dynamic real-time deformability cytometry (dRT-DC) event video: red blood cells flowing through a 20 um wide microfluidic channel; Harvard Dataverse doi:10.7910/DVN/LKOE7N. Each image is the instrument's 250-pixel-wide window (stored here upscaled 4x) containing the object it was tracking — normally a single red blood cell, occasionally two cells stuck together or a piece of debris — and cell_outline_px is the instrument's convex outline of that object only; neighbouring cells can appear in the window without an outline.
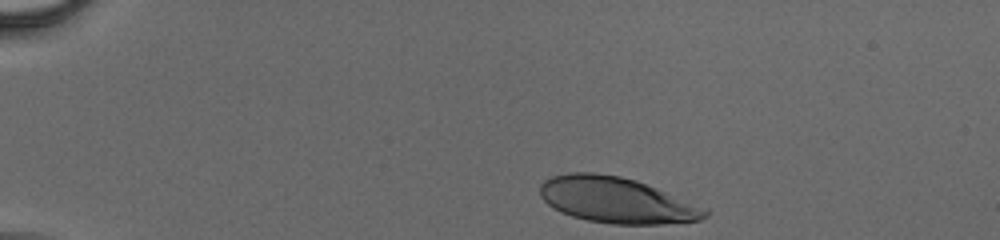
{"species": "human", "species_latin": "Homo sapiens", "temperature_condition": "cold", "stored_images_in_passage": 37, "camera_frame_rate_fps": 3000, "um_per_image_px": 0.085, "donor": {"sex": "male"}, "frame": {"image": 1, "passage_image": 1, "time_ms": 0.0, "image_size_px": [1000, 240], "cell_outline_px": [[708, 216], [700, 220], [664, 224], [612, 224], [588, 220], [572, 216], [560, 212], [548, 204], [540, 196], [540, 184], [544, 180], [552, 176], [568, 172], [596, 172], [620, 176], [636, 180], [708, 208]], "centroid_in_image_um": [52.4, 17.01], "position_along_channel_um": 32.6, "area_um2": 44.22}}
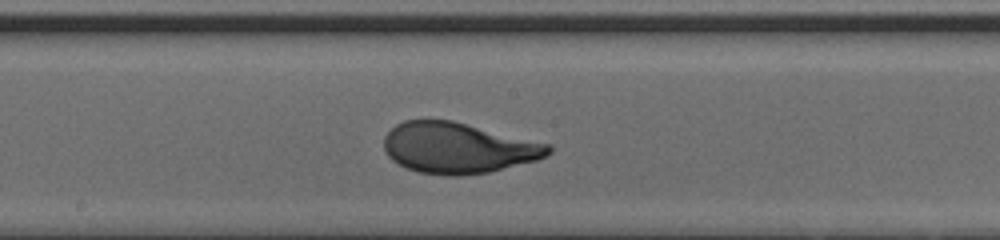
{"frame": {"image": 2, "passage_image": 22, "time_ms": 7.0, "image_size_px": [1000, 240], "cell_outline_px": [[552, 152], [548, 156], [536, 160], [488, 172], [460, 176], [448, 176], [416, 172], [392, 160], [388, 156], [384, 148], [384, 136], [396, 124], [404, 120], [452, 120], [552, 144]], "centroid_in_image_um": [38.96, 12.57], "position_along_channel_um": 209.2, "area_um2": 48.84}}
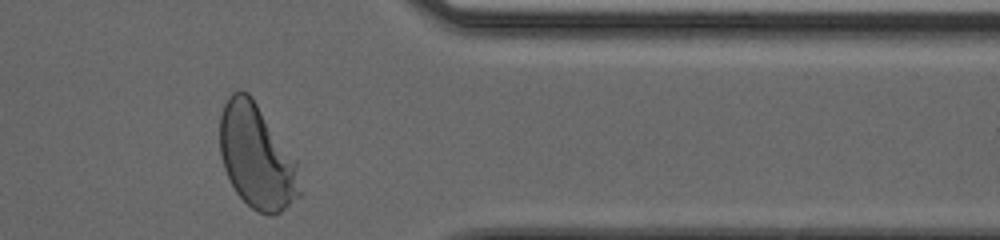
{"frame": {"image": 3, "passage_image": 37, "time_ms": 12.0, "image_size_px": [1000, 240], "cell_outline_px": [[304, 192], [300, 196], [280, 212], [272, 216], [268, 216], [256, 212], [236, 192], [224, 168], [220, 156], [220, 112], [228, 96], [232, 92], [240, 88], [248, 92], [252, 96], [296, 160]], "centroid_in_image_um": [21.83, 13.32], "position_along_channel_um": 389.6, "area_um2": 49.01}}